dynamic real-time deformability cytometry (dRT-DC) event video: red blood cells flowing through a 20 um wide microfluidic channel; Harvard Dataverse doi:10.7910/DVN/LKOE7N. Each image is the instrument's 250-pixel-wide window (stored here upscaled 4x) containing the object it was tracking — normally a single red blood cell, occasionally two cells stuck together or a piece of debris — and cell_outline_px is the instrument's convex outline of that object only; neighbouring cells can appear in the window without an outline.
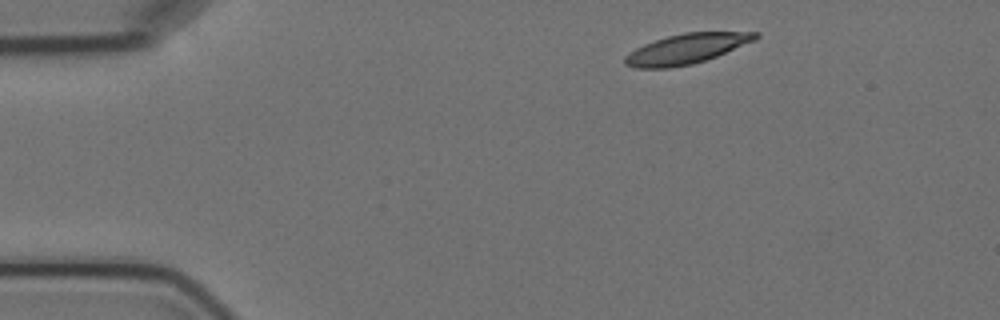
{"species": "Egyptian fruit bat (a non-hibernating species)", "species_latin": "Rousettus aegyptiacus", "temperature_condition": "cold", "stored_images_in_passage": 6, "segment_of_instrument_passage": [2, 2], "camera_frame_rate_fps": 3000, "um_per_image_px": 0.085, "animal": {"sex": "female"}, "frame": {"image": 1, "passage_image": 6, "time_ms": 6.0, "image_size_px": [1000, 320], "cell_outline_px": [[760, 36], [756, 40], [716, 56], [692, 64], [668, 68], [632, 68], [624, 64], [624, 56], [636, 48], [644, 44], [668, 36], [684, 32], [760, 32]], "centroid_in_image_um": [58.34, 4.15], "position_along_channel_um": 26.7, "area_um2": 22.72}}